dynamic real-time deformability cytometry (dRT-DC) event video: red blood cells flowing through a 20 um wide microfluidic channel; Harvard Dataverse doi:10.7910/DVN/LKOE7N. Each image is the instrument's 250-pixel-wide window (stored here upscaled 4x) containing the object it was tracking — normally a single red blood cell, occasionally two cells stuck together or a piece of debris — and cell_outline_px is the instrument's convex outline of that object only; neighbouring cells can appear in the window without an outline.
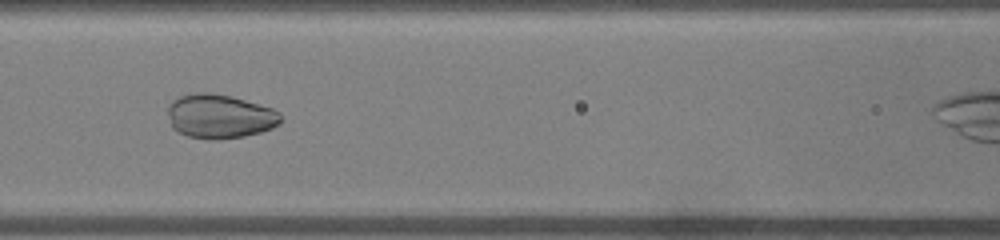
{"species": "common noctule bat (a hibernating species)", "species_latin": "Nyctalus noctula", "temperature_condition": "warm", "stored_images_in_passage": 36, "camera_frame_rate_fps": 3000, "um_per_image_px": 0.085, "animal": {"sex": "male", "body_mass_g": 19.0, "forearm_length_mm": 50.8}, "frame": {"image": 1, "passage_image": 17, "time_ms": 5.333, "image_size_px": [1000, 240], "cell_outline_px": [[284, 120], [280, 124], [272, 128], [260, 132], [244, 136], [216, 140], [188, 136], [172, 128], [168, 116], [168, 104], [172, 100], [180, 96], [196, 92], [212, 92], [232, 96], [272, 108], [280, 112]], "centroid_in_image_um": [18.7, 9.87], "position_along_channel_um": 147.9, "area_um2": 29.3}}
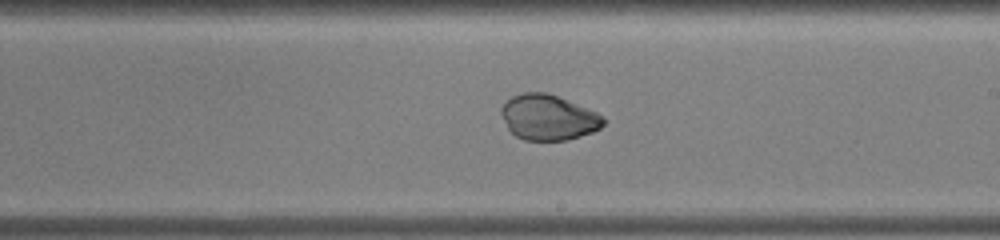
{"frame": {"image": 2, "passage_image": 24, "time_ms": 7.667, "image_size_px": [1000, 240], "cell_outline_px": [[604, 124], [600, 128], [592, 132], [568, 140], [524, 140], [516, 136], [508, 128], [500, 112], [500, 108], [512, 96], [524, 92], [544, 92], [556, 96], [596, 112], [604, 116]], "centroid_in_image_um": [46.6, 9.99], "position_along_channel_um": 242.4, "area_um2": 26.7}}
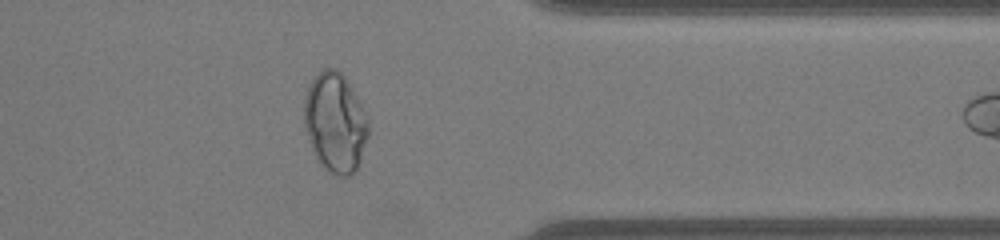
{"frame": {"image": 3, "passage_image": 35, "time_ms": 11.333, "image_size_px": [1000, 240], "cell_outline_px": [[368, 136], [360, 160], [356, 168], [348, 176], [336, 176], [324, 168], [316, 156], [312, 148], [304, 124], [304, 100], [308, 88], [312, 80], [324, 68], [336, 68], [344, 76], [356, 96], [364, 112], [368, 128]], "centroid_in_image_um": [28.48, 10.42], "position_along_channel_um": 382.9, "area_um2": 36.47}}